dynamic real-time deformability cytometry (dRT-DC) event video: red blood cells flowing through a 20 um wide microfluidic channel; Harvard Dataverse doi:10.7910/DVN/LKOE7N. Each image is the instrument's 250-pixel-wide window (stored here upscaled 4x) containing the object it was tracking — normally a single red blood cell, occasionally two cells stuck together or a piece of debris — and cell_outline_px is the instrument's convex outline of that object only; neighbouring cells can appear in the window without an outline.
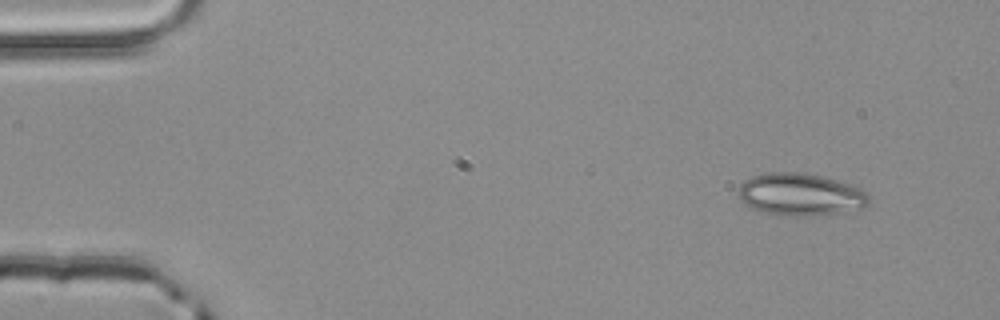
{"species": "common noctule bat (a hibernating species)", "species_latin": "Nyctalus noctula", "temperature_condition": "room temperature", "stored_images_in_passage": 2, "camera_frame_rate_fps": 3000, "um_per_image_px": 0.085, "animal": {"sex": "male", "body_mass_g": 20.4}, "frame": {"image": 1, "passage_image": 2, "time_ms": 0.333, "image_size_px": [1000, 320], "cell_outline_px": [[868, 204], [860, 208], [840, 212], [804, 216], [776, 216], [760, 212], [744, 204], [740, 200], [736, 192], [740, 184], [744, 180], [752, 176], [768, 172], [796, 172], [820, 176], [836, 180], [860, 188], [868, 192]], "centroid_in_image_um": [67.95, 16.54], "position_along_channel_um": 17.0, "area_um2": 32.37}}